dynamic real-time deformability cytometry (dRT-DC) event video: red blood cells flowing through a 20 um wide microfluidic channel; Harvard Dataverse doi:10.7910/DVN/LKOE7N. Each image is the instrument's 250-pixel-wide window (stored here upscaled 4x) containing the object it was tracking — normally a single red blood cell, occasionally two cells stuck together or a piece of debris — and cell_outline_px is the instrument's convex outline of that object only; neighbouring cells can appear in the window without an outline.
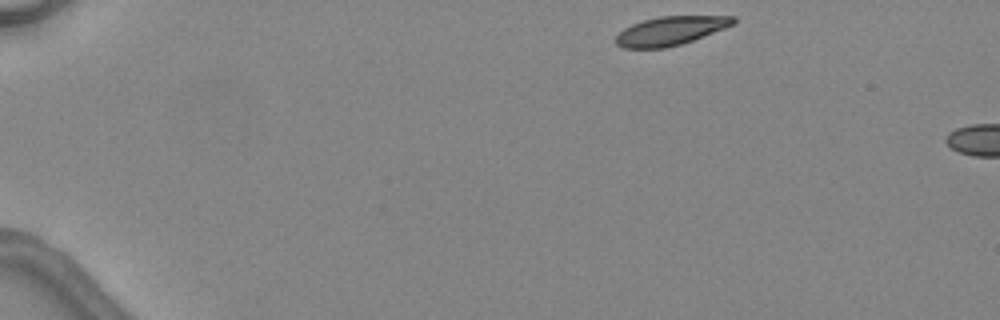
{"species": "common noctule bat (a hibernating species)", "species_latin": "Nyctalus noctula", "temperature_condition": "warm", "stored_images_in_passage": 3, "camera_frame_rate_fps": 3000, "um_per_image_px": 0.085, "animal": {"sex": "female", "body_mass_g": 24.6, "forearm_length_mm": 56.2}, "frame": {"image": 1, "passage_image": 1, "time_ms": 0.0, "image_size_px": [1000, 320], "cell_outline_px": [[736, 24], [692, 40], [680, 44], [664, 48], [624, 48], [616, 44], [616, 36], [624, 28], [632, 24], [644, 20], [660, 16], [736, 16]], "centroid_in_image_um": [57.01, 2.61], "position_along_channel_um": 28.0, "area_um2": 19.54}}